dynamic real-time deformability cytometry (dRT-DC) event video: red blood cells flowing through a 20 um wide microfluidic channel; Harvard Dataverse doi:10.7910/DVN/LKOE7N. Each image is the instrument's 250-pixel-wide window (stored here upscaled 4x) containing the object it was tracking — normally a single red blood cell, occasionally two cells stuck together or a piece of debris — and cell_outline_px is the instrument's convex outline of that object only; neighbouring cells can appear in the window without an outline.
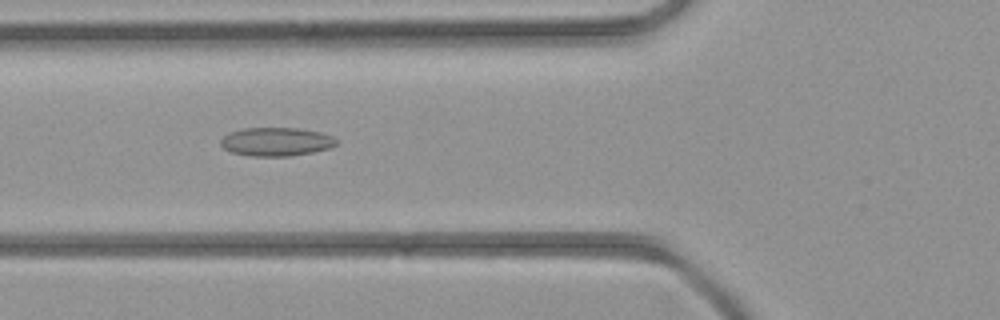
{"species": "common noctule bat (a hibernating species)", "species_latin": "Nyctalus noctula", "temperature_condition": "room temperature", "stored_images_in_passage": 34, "camera_frame_rate_fps": 3000, "um_per_image_px": 0.085, "animal": {"sex": "female", "body_mass_g": 21.9}, "frame": {"image": 1, "passage_image": 6, "time_ms": 1.667, "image_size_px": [1000, 320], "cell_outline_px": [[336, 144], [328, 148], [312, 152], [292, 156], [248, 156], [232, 152], [224, 148], [220, 144], [220, 140], [228, 132], [244, 128], [296, 128], [320, 132], [332, 136], [336, 140]], "centroid_in_image_um": [23.44, 12.05], "position_along_channel_um": 102.4, "area_um2": 19.19}}
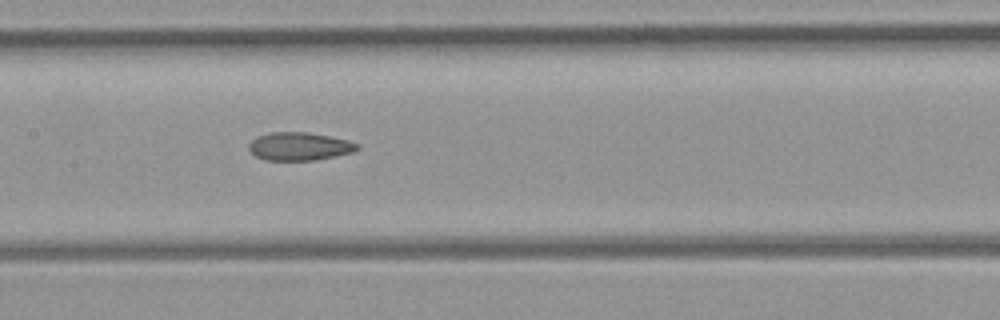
{"frame": {"image": 2, "passage_image": 11, "time_ms": 3.333, "image_size_px": [1000, 320], "cell_outline_px": [[360, 148], [352, 152], [316, 160], [264, 160], [256, 156], [248, 148], [248, 144], [256, 136], [272, 132], [308, 132], [348, 140], [360, 144]], "centroid_in_image_um": [25.44, 12.44], "position_along_channel_um": 182.0, "area_um2": 17.74}}
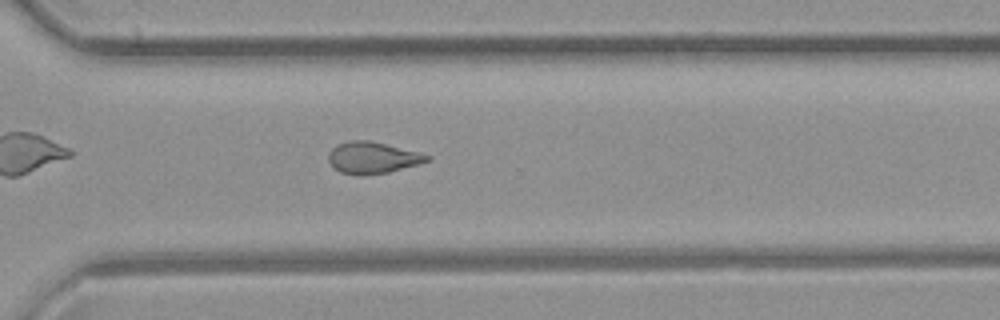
{"frame": {"image": 3, "passage_image": 21, "time_ms": 6.667, "image_size_px": [1000, 320], "cell_outline_px": [[432, 160], [420, 164], [388, 172], [364, 176], [356, 176], [340, 172], [328, 160], [328, 152], [336, 144], [348, 140], [368, 140], [420, 152], [432, 156]], "centroid_in_image_um": [31.68, 13.41], "position_along_channel_um": 338.9, "area_um2": 18.44}}